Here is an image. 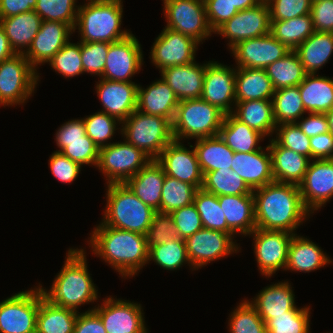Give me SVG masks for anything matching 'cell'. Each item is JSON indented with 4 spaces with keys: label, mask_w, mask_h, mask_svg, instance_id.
<instances>
[{
    "label": "cell",
    "mask_w": 333,
    "mask_h": 333,
    "mask_svg": "<svg viewBox=\"0 0 333 333\" xmlns=\"http://www.w3.org/2000/svg\"><path fill=\"white\" fill-rule=\"evenodd\" d=\"M170 215L182 239H186L203 228L201 217L193 203L172 211Z\"/></svg>",
    "instance_id": "cell-57"
},
{
    "label": "cell",
    "mask_w": 333,
    "mask_h": 333,
    "mask_svg": "<svg viewBox=\"0 0 333 333\" xmlns=\"http://www.w3.org/2000/svg\"><path fill=\"white\" fill-rule=\"evenodd\" d=\"M151 158L142 150L123 142H113L99 149L97 169L108 184H123L136 175Z\"/></svg>",
    "instance_id": "cell-9"
},
{
    "label": "cell",
    "mask_w": 333,
    "mask_h": 333,
    "mask_svg": "<svg viewBox=\"0 0 333 333\" xmlns=\"http://www.w3.org/2000/svg\"><path fill=\"white\" fill-rule=\"evenodd\" d=\"M193 147L203 175L218 169H231L234 151L219 135L196 139Z\"/></svg>",
    "instance_id": "cell-39"
},
{
    "label": "cell",
    "mask_w": 333,
    "mask_h": 333,
    "mask_svg": "<svg viewBox=\"0 0 333 333\" xmlns=\"http://www.w3.org/2000/svg\"><path fill=\"white\" fill-rule=\"evenodd\" d=\"M230 234L221 230L201 228L185 239L187 255L194 270L212 261L239 253L240 245Z\"/></svg>",
    "instance_id": "cell-12"
},
{
    "label": "cell",
    "mask_w": 333,
    "mask_h": 333,
    "mask_svg": "<svg viewBox=\"0 0 333 333\" xmlns=\"http://www.w3.org/2000/svg\"><path fill=\"white\" fill-rule=\"evenodd\" d=\"M310 15L315 32L333 33V0H313Z\"/></svg>",
    "instance_id": "cell-60"
},
{
    "label": "cell",
    "mask_w": 333,
    "mask_h": 333,
    "mask_svg": "<svg viewBox=\"0 0 333 333\" xmlns=\"http://www.w3.org/2000/svg\"><path fill=\"white\" fill-rule=\"evenodd\" d=\"M310 306L295 307L286 315L273 316L266 324L267 333H310Z\"/></svg>",
    "instance_id": "cell-47"
},
{
    "label": "cell",
    "mask_w": 333,
    "mask_h": 333,
    "mask_svg": "<svg viewBox=\"0 0 333 333\" xmlns=\"http://www.w3.org/2000/svg\"><path fill=\"white\" fill-rule=\"evenodd\" d=\"M225 114L202 98L180 101L172 122L173 138L200 139L219 133Z\"/></svg>",
    "instance_id": "cell-6"
},
{
    "label": "cell",
    "mask_w": 333,
    "mask_h": 333,
    "mask_svg": "<svg viewBox=\"0 0 333 333\" xmlns=\"http://www.w3.org/2000/svg\"><path fill=\"white\" fill-rule=\"evenodd\" d=\"M325 115L328 120L329 132L333 135V109L325 113Z\"/></svg>",
    "instance_id": "cell-68"
},
{
    "label": "cell",
    "mask_w": 333,
    "mask_h": 333,
    "mask_svg": "<svg viewBox=\"0 0 333 333\" xmlns=\"http://www.w3.org/2000/svg\"><path fill=\"white\" fill-rule=\"evenodd\" d=\"M80 5L73 33L78 29L79 42L114 43L132 34L122 30L123 0H86Z\"/></svg>",
    "instance_id": "cell-4"
},
{
    "label": "cell",
    "mask_w": 333,
    "mask_h": 333,
    "mask_svg": "<svg viewBox=\"0 0 333 333\" xmlns=\"http://www.w3.org/2000/svg\"><path fill=\"white\" fill-rule=\"evenodd\" d=\"M56 145L63 155L82 165L97 166L99 158V147L95 142L86 134L84 140L75 141H56Z\"/></svg>",
    "instance_id": "cell-52"
},
{
    "label": "cell",
    "mask_w": 333,
    "mask_h": 333,
    "mask_svg": "<svg viewBox=\"0 0 333 333\" xmlns=\"http://www.w3.org/2000/svg\"><path fill=\"white\" fill-rule=\"evenodd\" d=\"M218 135L234 152H254L264 136L238 120L232 113L224 116Z\"/></svg>",
    "instance_id": "cell-38"
},
{
    "label": "cell",
    "mask_w": 333,
    "mask_h": 333,
    "mask_svg": "<svg viewBox=\"0 0 333 333\" xmlns=\"http://www.w3.org/2000/svg\"><path fill=\"white\" fill-rule=\"evenodd\" d=\"M85 126H86V134L95 142V144L99 147H105L112 142L111 139L115 135V131L117 129L118 123L121 122L103 111H98L92 115L86 116L82 118ZM117 125V126H116ZM109 142V143H108Z\"/></svg>",
    "instance_id": "cell-51"
},
{
    "label": "cell",
    "mask_w": 333,
    "mask_h": 333,
    "mask_svg": "<svg viewBox=\"0 0 333 333\" xmlns=\"http://www.w3.org/2000/svg\"><path fill=\"white\" fill-rule=\"evenodd\" d=\"M41 17L34 11L8 18H0V24L16 54H24L40 30Z\"/></svg>",
    "instance_id": "cell-32"
},
{
    "label": "cell",
    "mask_w": 333,
    "mask_h": 333,
    "mask_svg": "<svg viewBox=\"0 0 333 333\" xmlns=\"http://www.w3.org/2000/svg\"><path fill=\"white\" fill-rule=\"evenodd\" d=\"M296 124L308 137L329 132L325 113H308L307 117L302 116Z\"/></svg>",
    "instance_id": "cell-62"
},
{
    "label": "cell",
    "mask_w": 333,
    "mask_h": 333,
    "mask_svg": "<svg viewBox=\"0 0 333 333\" xmlns=\"http://www.w3.org/2000/svg\"><path fill=\"white\" fill-rule=\"evenodd\" d=\"M205 71L206 63L199 64L193 61L186 65L164 68L159 73L179 101H183L201 98Z\"/></svg>",
    "instance_id": "cell-25"
},
{
    "label": "cell",
    "mask_w": 333,
    "mask_h": 333,
    "mask_svg": "<svg viewBox=\"0 0 333 333\" xmlns=\"http://www.w3.org/2000/svg\"><path fill=\"white\" fill-rule=\"evenodd\" d=\"M219 205L225 214L227 226L244 237L256 229L253 195L218 196Z\"/></svg>",
    "instance_id": "cell-31"
},
{
    "label": "cell",
    "mask_w": 333,
    "mask_h": 333,
    "mask_svg": "<svg viewBox=\"0 0 333 333\" xmlns=\"http://www.w3.org/2000/svg\"><path fill=\"white\" fill-rule=\"evenodd\" d=\"M265 71L275 90L299 86L307 75L295 51L268 65Z\"/></svg>",
    "instance_id": "cell-40"
},
{
    "label": "cell",
    "mask_w": 333,
    "mask_h": 333,
    "mask_svg": "<svg viewBox=\"0 0 333 333\" xmlns=\"http://www.w3.org/2000/svg\"><path fill=\"white\" fill-rule=\"evenodd\" d=\"M101 101V111L123 122L137 109L138 85L135 82H118L100 78L95 84Z\"/></svg>",
    "instance_id": "cell-22"
},
{
    "label": "cell",
    "mask_w": 333,
    "mask_h": 333,
    "mask_svg": "<svg viewBox=\"0 0 333 333\" xmlns=\"http://www.w3.org/2000/svg\"><path fill=\"white\" fill-rule=\"evenodd\" d=\"M235 75L236 67L231 68L217 61L206 62L201 98L225 115L232 113L236 104Z\"/></svg>",
    "instance_id": "cell-19"
},
{
    "label": "cell",
    "mask_w": 333,
    "mask_h": 333,
    "mask_svg": "<svg viewBox=\"0 0 333 333\" xmlns=\"http://www.w3.org/2000/svg\"><path fill=\"white\" fill-rule=\"evenodd\" d=\"M55 72L64 78H73L84 73L81 59V42L68 41L48 62Z\"/></svg>",
    "instance_id": "cell-50"
},
{
    "label": "cell",
    "mask_w": 333,
    "mask_h": 333,
    "mask_svg": "<svg viewBox=\"0 0 333 333\" xmlns=\"http://www.w3.org/2000/svg\"><path fill=\"white\" fill-rule=\"evenodd\" d=\"M272 175L275 182L299 186L304 179L310 159L269 139Z\"/></svg>",
    "instance_id": "cell-26"
},
{
    "label": "cell",
    "mask_w": 333,
    "mask_h": 333,
    "mask_svg": "<svg viewBox=\"0 0 333 333\" xmlns=\"http://www.w3.org/2000/svg\"><path fill=\"white\" fill-rule=\"evenodd\" d=\"M93 310L100 316L107 333H148L141 304L107 296Z\"/></svg>",
    "instance_id": "cell-13"
},
{
    "label": "cell",
    "mask_w": 333,
    "mask_h": 333,
    "mask_svg": "<svg viewBox=\"0 0 333 333\" xmlns=\"http://www.w3.org/2000/svg\"><path fill=\"white\" fill-rule=\"evenodd\" d=\"M40 79L24 54L0 62V106L23 105L32 96Z\"/></svg>",
    "instance_id": "cell-8"
},
{
    "label": "cell",
    "mask_w": 333,
    "mask_h": 333,
    "mask_svg": "<svg viewBox=\"0 0 333 333\" xmlns=\"http://www.w3.org/2000/svg\"><path fill=\"white\" fill-rule=\"evenodd\" d=\"M303 106L307 113H327L333 109V79L307 74L299 85Z\"/></svg>",
    "instance_id": "cell-35"
},
{
    "label": "cell",
    "mask_w": 333,
    "mask_h": 333,
    "mask_svg": "<svg viewBox=\"0 0 333 333\" xmlns=\"http://www.w3.org/2000/svg\"><path fill=\"white\" fill-rule=\"evenodd\" d=\"M76 3L77 0H37L34 11L42 21L63 22L73 29L80 7Z\"/></svg>",
    "instance_id": "cell-48"
},
{
    "label": "cell",
    "mask_w": 333,
    "mask_h": 333,
    "mask_svg": "<svg viewBox=\"0 0 333 333\" xmlns=\"http://www.w3.org/2000/svg\"><path fill=\"white\" fill-rule=\"evenodd\" d=\"M314 32L310 14L288 20L271 21L270 26V33L291 51H294Z\"/></svg>",
    "instance_id": "cell-41"
},
{
    "label": "cell",
    "mask_w": 333,
    "mask_h": 333,
    "mask_svg": "<svg viewBox=\"0 0 333 333\" xmlns=\"http://www.w3.org/2000/svg\"><path fill=\"white\" fill-rule=\"evenodd\" d=\"M202 189L217 196L253 195V190L231 169H218L203 175Z\"/></svg>",
    "instance_id": "cell-42"
},
{
    "label": "cell",
    "mask_w": 333,
    "mask_h": 333,
    "mask_svg": "<svg viewBox=\"0 0 333 333\" xmlns=\"http://www.w3.org/2000/svg\"><path fill=\"white\" fill-rule=\"evenodd\" d=\"M299 189L311 214L321 209L333 197V159L310 160Z\"/></svg>",
    "instance_id": "cell-18"
},
{
    "label": "cell",
    "mask_w": 333,
    "mask_h": 333,
    "mask_svg": "<svg viewBox=\"0 0 333 333\" xmlns=\"http://www.w3.org/2000/svg\"><path fill=\"white\" fill-rule=\"evenodd\" d=\"M39 285L0 302V333H36Z\"/></svg>",
    "instance_id": "cell-11"
},
{
    "label": "cell",
    "mask_w": 333,
    "mask_h": 333,
    "mask_svg": "<svg viewBox=\"0 0 333 333\" xmlns=\"http://www.w3.org/2000/svg\"><path fill=\"white\" fill-rule=\"evenodd\" d=\"M122 138L156 159L173 138L172 122L164 117L149 115L135 110L121 122Z\"/></svg>",
    "instance_id": "cell-7"
},
{
    "label": "cell",
    "mask_w": 333,
    "mask_h": 333,
    "mask_svg": "<svg viewBox=\"0 0 333 333\" xmlns=\"http://www.w3.org/2000/svg\"><path fill=\"white\" fill-rule=\"evenodd\" d=\"M198 42L190 37L164 28L151 47L150 60L159 70L189 64L196 59Z\"/></svg>",
    "instance_id": "cell-17"
},
{
    "label": "cell",
    "mask_w": 333,
    "mask_h": 333,
    "mask_svg": "<svg viewBox=\"0 0 333 333\" xmlns=\"http://www.w3.org/2000/svg\"><path fill=\"white\" fill-rule=\"evenodd\" d=\"M197 190L189 183L166 175L162 188L160 213L170 214L176 209L191 205Z\"/></svg>",
    "instance_id": "cell-46"
},
{
    "label": "cell",
    "mask_w": 333,
    "mask_h": 333,
    "mask_svg": "<svg viewBox=\"0 0 333 333\" xmlns=\"http://www.w3.org/2000/svg\"><path fill=\"white\" fill-rule=\"evenodd\" d=\"M103 225L146 235L156 213L123 184H108Z\"/></svg>",
    "instance_id": "cell-5"
},
{
    "label": "cell",
    "mask_w": 333,
    "mask_h": 333,
    "mask_svg": "<svg viewBox=\"0 0 333 333\" xmlns=\"http://www.w3.org/2000/svg\"><path fill=\"white\" fill-rule=\"evenodd\" d=\"M273 84L265 69L236 67L235 100H272Z\"/></svg>",
    "instance_id": "cell-33"
},
{
    "label": "cell",
    "mask_w": 333,
    "mask_h": 333,
    "mask_svg": "<svg viewBox=\"0 0 333 333\" xmlns=\"http://www.w3.org/2000/svg\"><path fill=\"white\" fill-rule=\"evenodd\" d=\"M49 168L52 175L62 183L69 184L72 183L77 177L82 169V167L72 161L61 152H53L49 159Z\"/></svg>",
    "instance_id": "cell-58"
},
{
    "label": "cell",
    "mask_w": 333,
    "mask_h": 333,
    "mask_svg": "<svg viewBox=\"0 0 333 333\" xmlns=\"http://www.w3.org/2000/svg\"><path fill=\"white\" fill-rule=\"evenodd\" d=\"M88 238L93 255L109 263L122 278H131L148 264L146 235L109 227L101 223Z\"/></svg>",
    "instance_id": "cell-2"
},
{
    "label": "cell",
    "mask_w": 333,
    "mask_h": 333,
    "mask_svg": "<svg viewBox=\"0 0 333 333\" xmlns=\"http://www.w3.org/2000/svg\"><path fill=\"white\" fill-rule=\"evenodd\" d=\"M330 259L317 244L295 233L288 247L285 271L309 273L332 263Z\"/></svg>",
    "instance_id": "cell-30"
},
{
    "label": "cell",
    "mask_w": 333,
    "mask_h": 333,
    "mask_svg": "<svg viewBox=\"0 0 333 333\" xmlns=\"http://www.w3.org/2000/svg\"><path fill=\"white\" fill-rule=\"evenodd\" d=\"M313 0H268L271 21H281L310 14Z\"/></svg>",
    "instance_id": "cell-56"
},
{
    "label": "cell",
    "mask_w": 333,
    "mask_h": 333,
    "mask_svg": "<svg viewBox=\"0 0 333 333\" xmlns=\"http://www.w3.org/2000/svg\"><path fill=\"white\" fill-rule=\"evenodd\" d=\"M230 50L236 61L235 67L255 69H265L291 51L271 33L240 41Z\"/></svg>",
    "instance_id": "cell-21"
},
{
    "label": "cell",
    "mask_w": 333,
    "mask_h": 333,
    "mask_svg": "<svg viewBox=\"0 0 333 333\" xmlns=\"http://www.w3.org/2000/svg\"><path fill=\"white\" fill-rule=\"evenodd\" d=\"M79 311L56 306L44 298L39 286L36 333H73Z\"/></svg>",
    "instance_id": "cell-36"
},
{
    "label": "cell",
    "mask_w": 333,
    "mask_h": 333,
    "mask_svg": "<svg viewBox=\"0 0 333 333\" xmlns=\"http://www.w3.org/2000/svg\"><path fill=\"white\" fill-rule=\"evenodd\" d=\"M66 254L65 263L55 275L50 289H44L40 283L39 286L44 298L50 303L78 311L81 305L94 303L100 296L87 269L84 248H70Z\"/></svg>",
    "instance_id": "cell-3"
},
{
    "label": "cell",
    "mask_w": 333,
    "mask_h": 333,
    "mask_svg": "<svg viewBox=\"0 0 333 333\" xmlns=\"http://www.w3.org/2000/svg\"><path fill=\"white\" fill-rule=\"evenodd\" d=\"M229 316L230 333H267L265 322L248 299L242 300Z\"/></svg>",
    "instance_id": "cell-49"
},
{
    "label": "cell",
    "mask_w": 333,
    "mask_h": 333,
    "mask_svg": "<svg viewBox=\"0 0 333 333\" xmlns=\"http://www.w3.org/2000/svg\"><path fill=\"white\" fill-rule=\"evenodd\" d=\"M293 291L291 283L280 281L264 287L253 300L248 301L266 323L273 316L286 315L296 307Z\"/></svg>",
    "instance_id": "cell-29"
},
{
    "label": "cell",
    "mask_w": 333,
    "mask_h": 333,
    "mask_svg": "<svg viewBox=\"0 0 333 333\" xmlns=\"http://www.w3.org/2000/svg\"><path fill=\"white\" fill-rule=\"evenodd\" d=\"M307 74H317L333 53V33L314 32L295 50Z\"/></svg>",
    "instance_id": "cell-37"
},
{
    "label": "cell",
    "mask_w": 333,
    "mask_h": 333,
    "mask_svg": "<svg viewBox=\"0 0 333 333\" xmlns=\"http://www.w3.org/2000/svg\"><path fill=\"white\" fill-rule=\"evenodd\" d=\"M311 160L333 159V135L330 132L310 137Z\"/></svg>",
    "instance_id": "cell-63"
},
{
    "label": "cell",
    "mask_w": 333,
    "mask_h": 333,
    "mask_svg": "<svg viewBox=\"0 0 333 333\" xmlns=\"http://www.w3.org/2000/svg\"><path fill=\"white\" fill-rule=\"evenodd\" d=\"M188 144L191 150L182 142L173 140L163 149L156 161L163 168L165 175L200 189L203 184V173L193 145L190 142Z\"/></svg>",
    "instance_id": "cell-20"
},
{
    "label": "cell",
    "mask_w": 333,
    "mask_h": 333,
    "mask_svg": "<svg viewBox=\"0 0 333 333\" xmlns=\"http://www.w3.org/2000/svg\"><path fill=\"white\" fill-rule=\"evenodd\" d=\"M73 333H107L100 316L92 309L78 313Z\"/></svg>",
    "instance_id": "cell-61"
},
{
    "label": "cell",
    "mask_w": 333,
    "mask_h": 333,
    "mask_svg": "<svg viewBox=\"0 0 333 333\" xmlns=\"http://www.w3.org/2000/svg\"><path fill=\"white\" fill-rule=\"evenodd\" d=\"M151 260L160 268L168 271L178 270L185 264H188L194 271L187 255L185 239L182 238L151 247L148 252V262Z\"/></svg>",
    "instance_id": "cell-45"
},
{
    "label": "cell",
    "mask_w": 333,
    "mask_h": 333,
    "mask_svg": "<svg viewBox=\"0 0 333 333\" xmlns=\"http://www.w3.org/2000/svg\"><path fill=\"white\" fill-rule=\"evenodd\" d=\"M271 19L267 2L257 6L238 11L230 20L221 25L214 34L228 39V48L231 49L243 40L268 35L270 33Z\"/></svg>",
    "instance_id": "cell-15"
},
{
    "label": "cell",
    "mask_w": 333,
    "mask_h": 333,
    "mask_svg": "<svg viewBox=\"0 0 333 333\" xmlns=\"http://www.w3.org/2000/svg\"><path fill=\"white\" fill-rule=\"evenodd\" d=\"M15 54L16 53L11 48L3 27L0 24V62L12 58Z\"/></svg>",
    "instance_id": "cell-66"
},
{
    "label": "cell",
    "mask_w": 333,
    "mask_h": 333,
    "mask_svg": "<svg viewBox=\"0 0 333 333\" xmlns=\"http://www.w3.org/2000/svg\"><path fill=\"white\" fill-rule=\"evenodd\" d=\"M294 234L286 231L256 228L248 236L253 238L254 254L260 273L271 278L276 271H285L288 247ZM254 236V237H253Z\"/></svg>",
    "instance_id": "cell-14"
},
{
    "label": "cell",
    "mask_w": 333,
    "mask_h": 333,
    "mask_svg": "<svg viewBox=\"0 0 333 333\" xmlns=\"http://www.w3.org/2000/svg\"><path fill=\"white\" fill-rule=\"evenodd\" d=\"M86 126L83 119H71L62 124L55 134V141L84 140Z\"/></svg>",
    "instance_id": "cell-64"
},
{
    "label": "cell",
    "mask_w": 333,
    "mask_h": 333,
    "mask_svg": "<svg viewBox=\"0 0 333 333\" xmlns=\"http://www.w3.org/2000/svg\"><path fill=\"white\" fill-rule=\"evenodd\" d=\"M179 99L168 84L161 79L146 88L138 85L137 110L161 116L173 122Z\"/></svg>",
    "instance_id": "cell-27"
},
{
    "label": "cell",
    "mask_w": 333,
    "mask_h": 333,
    "mask_svg": "<svg viewBox=\"0 0 333 333\" xmlns=\"http://www.w3.org/2000/svg\"><path fill=\"white\" fill-rule=\"evenodd\" d=\"M73 29L66 23L42 21L40 30L31 46L24 53L26 59L37 70L38 65L48 63L50 59L69 41Z\"/></svg>",
    "instance_id": "cell-23"
},
{
    "label": "cell",
    "mask_w": 333,
    "mask_h": 333,
    "mask_svg": "<svg viewBox=\"0 0 333 333\" xmlns=\"http://www.w3.org/2000/svg\"><path fill=\"white\" fill-rule=\"evenodd\" d=\"M231 170L237 172L252 190L274 182L268 145L254 152H234Z\"/></svg>",
    "instance_id": "cell-24"
},
{
    "label": "cell",
    "mask_w": 333,
    "mask_h": 333,
    "mask_svg": "<svg viewBox=\"0 0 333 333\" xmlns=\"http://www.w3.org/2000/svg\"><path fill=\"white\" fill-rule=\"evenodd\" d=\"M204 6L213 32L238 12L230 0H204Z\"/></svg>",
    "instance_id": "cell-59"
},
{
    "label": "cell",
    "mask_w": 333,
    "mask_h": 333,
    "mask_svg": "<svg viewBox=\"0 0 333 333\" xmlns=\"http://www.w3.org/2000/svg\"><path fill=\"white\" fill-rule=\"evenodd\" d=\"M256 228L295 234L311 213L304 207L299 186L272 182L253 190Z\"/></svg>",
    "instance_id": "cell-1"
},
{
    "label": "cell",
    "mask_w": 333,
    "mask_h": 333,
    "mask_svg": "<svg viewBox=\"0 0 333 333\" xmlns=\"http://www.w3.org/2000/svg\"><path fill=\"white\" fill-rule=\"evenodd\" d=\"M166 28L182 33L199 44L212 35L203 0H163Z\"/></svg>",
    "instance_id": "cell-10"
},
{
    "label": "cell",
    "mask_w": 333,
    "mask_h": 333,
    "mask_svg": "<svg viewBox=\"0 0 333 333\" xmlns=\"http://www.w3.org/2000/svg\"><path fill=\"white\" fill-rule=\"evenodd\" d=\"M238 11L250 9L261 3V0H230Z\"/></svg>",
    "instance_id": "cell-67"
},
{
    "label": "cell",
    "mask_w": 333,
    "mask_h": 333,
    "mask_svg": "<svg viewBox=\"0 0 333 333\" xmlns=\"http://www.w3.org/2000/svg\"><path fill=\"white\" fill-rule=\"evenodd\" d=\"M232 114L248 127L272 137L276 129L272 100H247L236 102Z\"/></svg>",
    "instance_id": "cell-34"
},
{
    "label": "cell",
    "mask_w": 333,
    "mask_h": 333,
    "mask_svg": "<svg viewBox=\"0 0 333 333\" xmlns=\"http://www.w3.org/2000/svg\"><path fill=\"white\" fill-rule=\"evenodd\" d=\"M109 51L107 42H81V59L84 73L101 78Z\"/></svg>",
    "instance_id": "cell-55"
},
{
    "label": "cell",
    "mask_w": 333,
    "mask_h": 333,
    "mask_svg": "<svg viewBox=\"0 0 333 333\" xmlns=\"http://www.w3.org/2000/svg\"><path fill=\"white\" fill-rule=\"evenodd\" d=\"M179 238L180 236L172 216L168 213L156 212L146 233L148 250L151 247L165 244L170 240Z\"/></svg>",
    "instance_id": "cell-54"
},
{
    "label": "cell",
    "mask_w": 333,
    "mask_h": 333,
    "mask_svg": "<svg viewBox=\"0 0 333 333\" xmlns=\"http://www.w3.org/2000/svg\"><path fill=\"white\" fill-rule=\"evenodd\" d=\"M193 204L201 217L203 228L221 230L233 238L235 237L236 234L227 226L226 217L219 205L217 195L200 188L195 193Z\"/></svg>",
    "instance_id": "cell-44"
},
{
    "label": "cell",
    "mask_w": 333,
    "mask_h": 333,
    "mask_svg": "<svg viewBox=\"0 0 333 333\" xmlns=\"http://www.w3.org/2000/svg\"><path fill=\"white\" fill-rule=\"evenodd\" d=\"M165 172L156 159H151L136 175L125 184L143 203L160 212Z\"/></svg>",
    "instance_id": "cell-28"
},
{
    "label": "cell",
    "mask_w": 333,
    "mask_h": 333,
    "mask_svg": "<svg viewBox=\"0 0 333 333\" xmlns=\"http://www.w3.org/2000/svg\"><path fill=\"white\" fill-rule=\"evenodd\" d=\"M143 52L138 39L132 33L127 38L109 43L102 79L118 82H133L130 79L143 65Z\"/></svg>",
    "instance_id": "cell-16"
},
{
    "label": "cell",
    "mask_w": 333,
    "mask_h": 333,
    "mask_svg": "<svg viewBox=\"0 0 333 333\" xmlns=\"http://www.w3.org/2000/svg\"><path fill=\"white\" fill-rule=\"evenodd\" d=\"M272 106L276 125L296 123L306 114L299 86L275 90Z\"/></svg>",
    "instance_id": "cell-43"
},
{
    "label": "cell",
    "mask_w": 333,
    "mask_h": 333,
    "mask_svg": "<svg viewBox=\"0 0 333 333\" xmlns=\"http://www.w3.org/2000/svg\"><path fill=\"white\" fill-rule=\"evenodd\" d=\"M37 0H0V18L34 10Z\"/></svg>",
    "instance_id": "cell-65"
},
{
    "label": "cell",
    "mask_w": 333,
    "mask_h": 333,
    "mask_svg": "<svg viewBox=\"0 0 333 333\" xmlns=\"http://www.w3.org/2000/svg\"><path fill=\"white\" fill-rule=\"evenodd\" d=\"M273 139L287 149L311 160L310 137L303 133L296 123L277 125Z\"/></svg>",
    "instance_id": "cell-53"
}]
</instances>
